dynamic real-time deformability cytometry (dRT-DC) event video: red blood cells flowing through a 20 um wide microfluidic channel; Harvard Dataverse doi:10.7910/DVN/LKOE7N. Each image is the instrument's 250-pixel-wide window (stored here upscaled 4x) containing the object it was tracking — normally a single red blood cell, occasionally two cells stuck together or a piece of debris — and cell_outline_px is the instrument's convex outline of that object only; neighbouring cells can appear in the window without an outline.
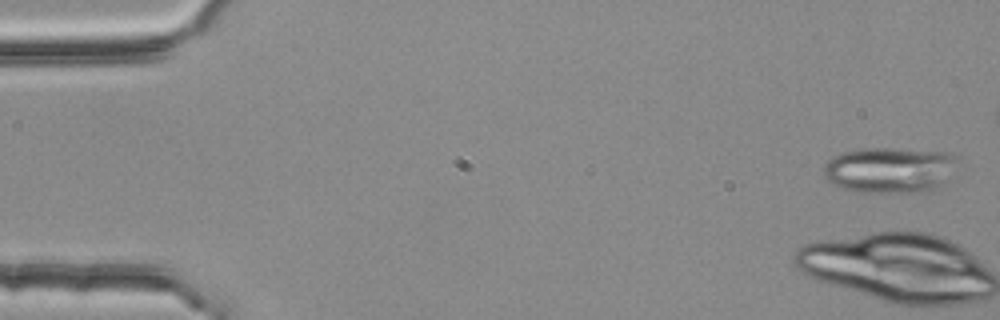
{"species": "common noctule bat (a hibernating species)", "species_latin": "Nyctalus noctula", "temperature_condition": "room temperature", "stored_images_in_passage": 5, "camera_frame_rate_fps": 3000, "um_per_image_px": 0.085, "animal": {"sex": "female", "body_mass_g": 25.1}, "frame": {"image": 1, "passage_image": 1, "time_ms": 0.0, "image_size_px": [1000, 320], "cell_outline_px": [[960, 156], [940, 184], [932, 192], [860, 192], [844, 188], [828, 180], [824, 176], [824, 164], [832, 156], [840, 152], [860, 148], [896, 148], [952, 152]], "centroid_in_image_um": [75.61, 14.41], "position_along_channel_um": 9.4, "area_um2": 35.78}}